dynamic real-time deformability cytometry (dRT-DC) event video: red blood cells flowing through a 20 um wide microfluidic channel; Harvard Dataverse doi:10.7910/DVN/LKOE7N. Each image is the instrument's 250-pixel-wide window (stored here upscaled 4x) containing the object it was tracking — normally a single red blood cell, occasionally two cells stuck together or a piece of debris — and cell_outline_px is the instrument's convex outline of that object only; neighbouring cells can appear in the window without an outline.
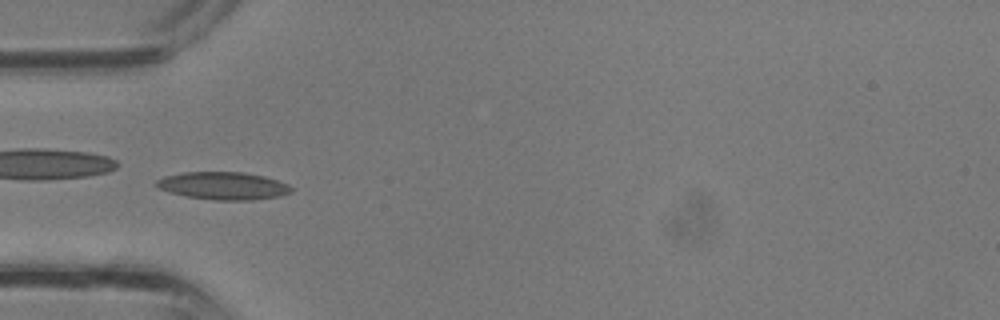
{"species": "common noctule bat (a hibernating species)", "species_latin": "Nyctalus noctula", "temperature_condition": "room temperature", "stored_images_in_passage": 36, "camera_frame_rate_fps": 3000, "um_per_image_px": 0.085, "animal": {"sex": "male", "body_mass_g": 13.3}, "frame": {"image": 1, "passage_image": 11, "time_ms": 3.333, "image_size_px": [1000, 320], "cell_outline_px": [[292, 192], [280, 196], [252, 200], [216, 200], [188, 196], [172, 192], [160, 188], [152, 184], [156, 180], [164, 176], [184, 172], [244, 172], [264, 176], [288, 184], [292, 188]], "centroid_in_image_um": [18.99, 15.78], "position_along_channel_um": 66.0, "area_um2": 21.62}}
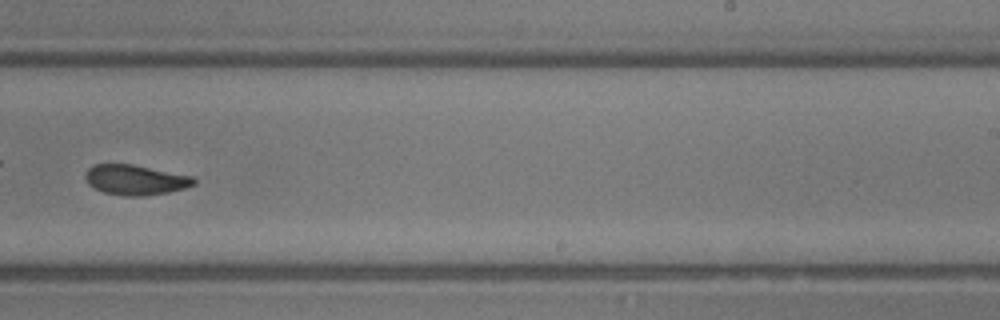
{"frame": {"image": 2, "passage_image": 22, "time_ms": 7.0, "image_size_px": [1000, 320], "cell_outline_px": [[196, 184], [184, 188], [168, 192], [144, 196], [124, 196], [104, 192], [92, 188], [88, 184], [84, 176], [84, 172], [92, 164], [132, 164], [192, 176], [196, 180]], "centroid_in_image_um": [11.46, 15.29], "position_along_channel_um": 277.5, "area_um2": 19.19}}
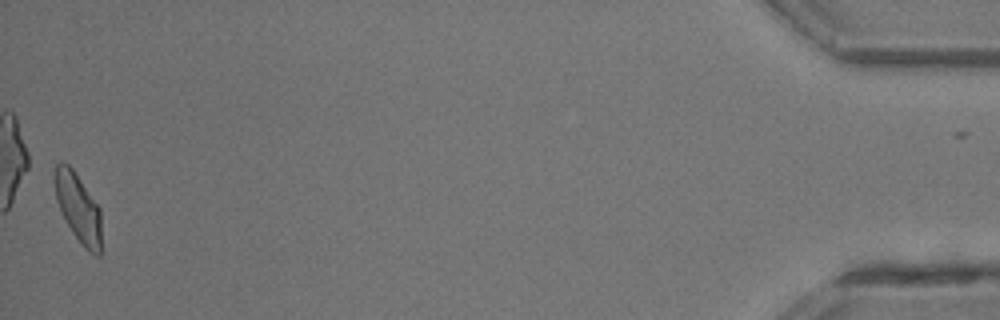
{"frame": {"image": 3, "passage_image": 35, "time_ms": 11.333, "image_size_px": [1000, 320], "cell_outline_px": [[100, 256], [96, 256], [88, 252], [84, 248], [72, 232], [56, 200], [56, 164], [68, 164], [72, 168], [100, 208]], "centroid_in_image_um": [6.68, 17.73], "position_along_channel_um": 428.5, "area_um2": 18.03}}